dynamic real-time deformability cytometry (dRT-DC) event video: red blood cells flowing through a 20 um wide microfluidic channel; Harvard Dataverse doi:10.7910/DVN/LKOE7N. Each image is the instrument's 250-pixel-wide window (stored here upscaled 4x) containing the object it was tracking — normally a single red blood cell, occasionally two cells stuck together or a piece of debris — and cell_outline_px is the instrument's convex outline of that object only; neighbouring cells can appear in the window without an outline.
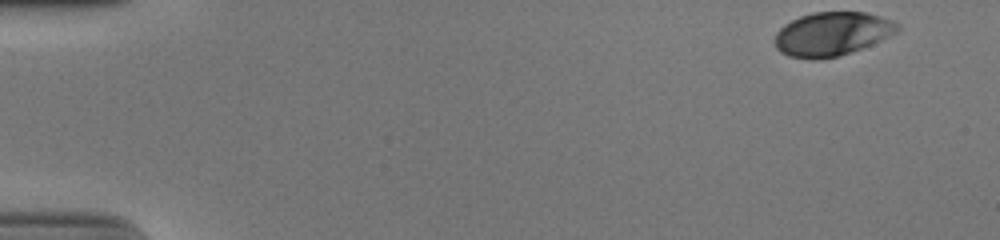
{"species": "human", "species_latin": "Homo sapiens", "temperature_condition": "cold", "stored_images_in_passage": 44, "camera_frame_rate_fps": 3000, "um_per_image_px": 0.085, "donor": {"sex": "male"}, "frame": {"image": 1, "passage_image": 1, "time_ms": 0.0, "image_size_px": [1000, 240], "cell_outline_px": [[900, 28], [896, 32], [872, 44], [836, 56], [820, 60], [812, 60], [788, 56], [780, 52], [776, 48], [772, 40], [776, 32], [784, 24], [800, 16], [812, 12], [864, 12], [880, 16], [892, 20], [900, 24]], "centroid_in_image_um": [70.66, 2.88], "position_along_channel_um": 14.3, "area_um2": 31.39}}
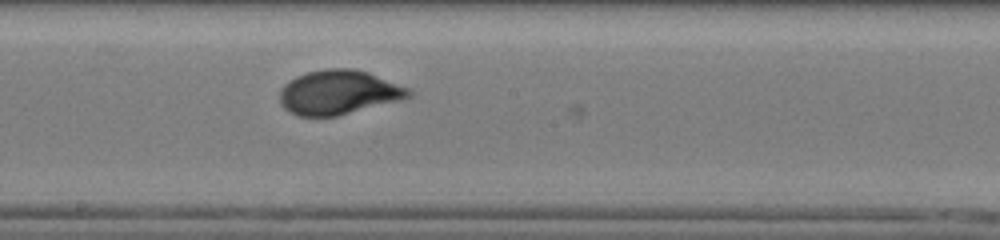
{"frame": {"image": 2, "passage_image": 28, "time_ms": 9.0, "image_size_px": [1000, 240], "cell_outline_px": [[416, 92], [412, 96], [400, 100], [336, 116], [296, 116], [288, 112], [280, 104], [280, 88], [288, 80], [296, 76], [308, 72], [328, 68], [352, 68], [368, 72], [408, 88]], "centroid_in_image_um": [28.76, 7.85], "position_along_channel_um": 219.4, "area_um2": 33.41}}
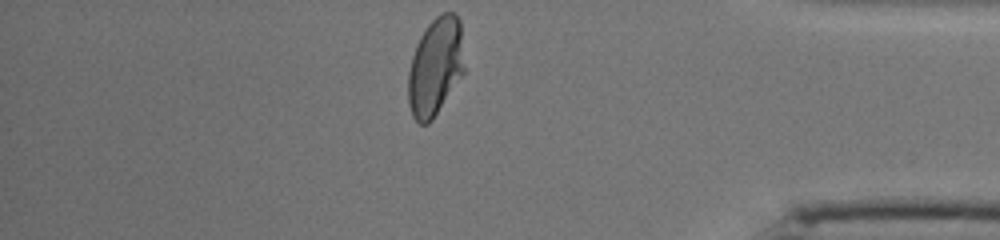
{"frame": {"image": 3, "passage_image": 44, "time_ms": 14.333, "image_size_px": [1000, 240], "cell_outline_px": [[464, 72], [432, 120], [428, 124], [420, 124], [412, 116], [408, 104], [408, 72], [412, 56], [416, 44], [420, 36], [428, 24], [436, 16], [444, 12], [456, 12], [460, 20], [464, 68]], "centroid_in_image_um": [36.99, 5.66], "position_along_channel_um": 398.2, "area_um2": 32.08}, "authors_computed_cell_mechanics": {"area_um2": 32.368, "velocity_mm_per_s": 3.8499, "shape_relaxation_time_tau1_ms": 4.0582, "shape_relaxation_time_tau2_ms": null, "deformation_change_tau1": 0.1863, "deformation_change_tau2": null}}